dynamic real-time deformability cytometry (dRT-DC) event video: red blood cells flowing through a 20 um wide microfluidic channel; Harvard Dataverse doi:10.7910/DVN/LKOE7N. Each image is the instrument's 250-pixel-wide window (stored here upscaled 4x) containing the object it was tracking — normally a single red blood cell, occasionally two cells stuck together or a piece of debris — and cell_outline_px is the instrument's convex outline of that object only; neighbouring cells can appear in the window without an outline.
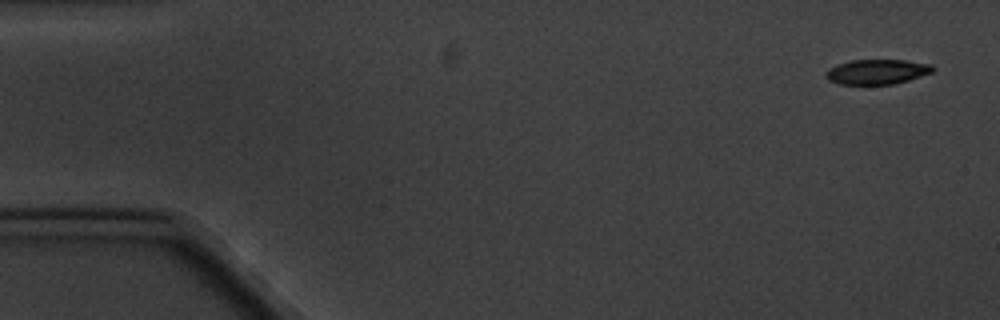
{"species": "common noctule bat (a hibernating species)", "species_latin": "Nyctalus noctula", "temperature_condition": "cold", "stored_images_in_passage": 6, "segment_of_instrument_passage": [1, 2], "camera_frame_rate_fps": 3000, "um_per_image_px": 0.085, "animal": {"sex": "male", "body_mass_g": 20.1, "forearm_length_mm": 53.5}, "frame": {"image": 1, "passage_image": 1, "time_ms": 0.0, "image_size_px": [1000, 320], "cell_outline_px": [[936, 68], [932, 72], [908, 80], [892, 84], [840, 84], [828, 80], [824, 76], [824, 72], [828, 68], [836, 64], [852, 60], [904, 60], [932, 64]], "centroid_in_image_um": [74.51, 6.09], "position_along_channel_um": 10.5, "area_um2": 15.61}}